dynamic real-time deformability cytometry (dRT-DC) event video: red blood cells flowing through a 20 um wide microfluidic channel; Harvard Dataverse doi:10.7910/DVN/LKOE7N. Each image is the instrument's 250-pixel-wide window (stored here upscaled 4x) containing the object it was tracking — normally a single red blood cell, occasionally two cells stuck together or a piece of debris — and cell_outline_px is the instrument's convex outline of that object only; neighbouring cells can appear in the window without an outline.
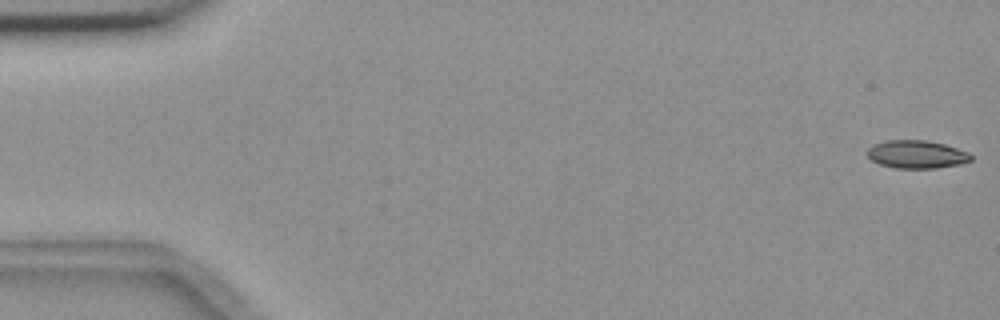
{"species": "common noctule bat (a hibernating species)", "species_latin": "Nyctalus noctula", "temperature_condition": "room temperature", "stored_images_in_passage": 5, "camera_frame_rate_fps": 3000, "um_per_image_px": 0.085, "animal": {"sex": "female", "body_mass_g": 18.4}, "frame": {"image": 1, "passage_image": 1, "time_ms": 0.0, "image_size_px": [1000, 320], "cell_outline_px": [[972, 160], [960, 164], [936, 168], [896, 168], [880, 164], [872, 160], [864, 152], [868, 148], [884, 140], [928, 140], [944, 144], [968, 152], [972, 156]], "centroid_in_image_um": [77.9, 13.11], "position_along_channel_um": 7.1, "area_um2": 16.94}}